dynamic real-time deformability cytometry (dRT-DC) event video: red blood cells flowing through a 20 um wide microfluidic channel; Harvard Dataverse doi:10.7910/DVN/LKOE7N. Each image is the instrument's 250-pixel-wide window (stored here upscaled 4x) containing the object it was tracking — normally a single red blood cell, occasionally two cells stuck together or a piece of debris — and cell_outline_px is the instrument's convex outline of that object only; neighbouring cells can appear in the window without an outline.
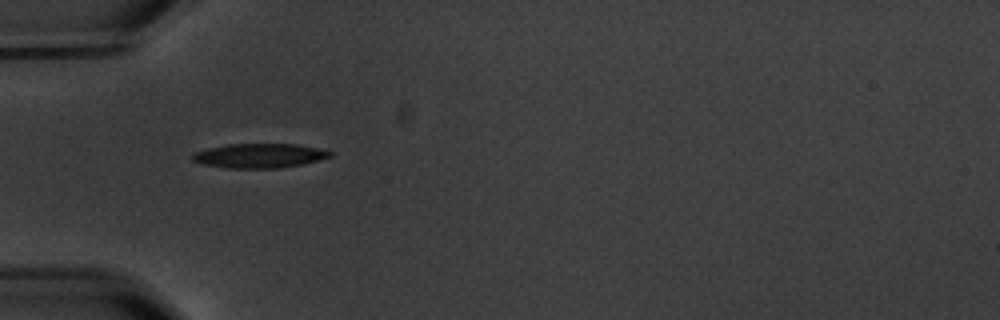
{"species": "common noctule bat (a hibernating species)", "species_latin": "Nyctalus noctula", "temperature_condition": "warm", "stored_images_in_passage": 1, "camera_frame_rate_fps": 3000, "um_per_image_px": 0.085, "animal": {"sex": "male", "body_mass_g": 20.1, "forearm_length_mm": 53.5}, "frame": {"image": 1, "passage_image": 1, "time_ms": 0.0, "image_size_px": [1000, 320], "cell_outline_px": [[332, 156], [304, 164], [280, 168], [224, 168], [200, 164], [192, 160], [192, 152], [208, 148], [228, 144], [296, 144], [320, 148], [332, 152]], "centroid_in_image_um": [22.02, 13.24], "position_along_channel_um": 63.0, "area_um2": 19.77}}